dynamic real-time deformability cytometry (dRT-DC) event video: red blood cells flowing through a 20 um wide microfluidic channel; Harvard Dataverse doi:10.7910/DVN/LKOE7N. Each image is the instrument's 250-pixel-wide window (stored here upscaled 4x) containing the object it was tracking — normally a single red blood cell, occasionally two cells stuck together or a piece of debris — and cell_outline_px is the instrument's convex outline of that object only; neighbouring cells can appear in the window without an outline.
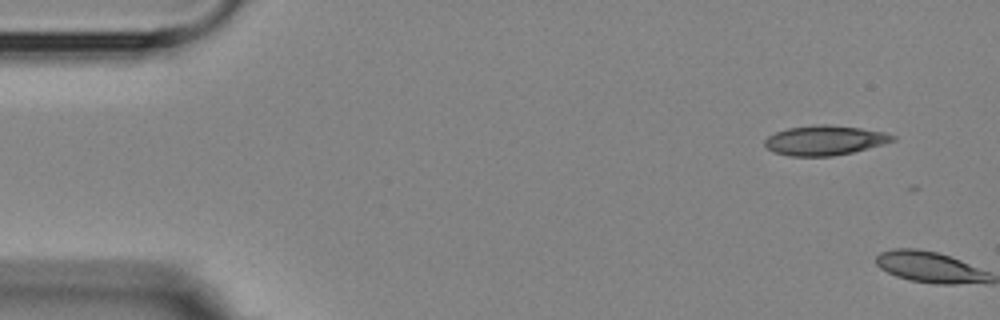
{"species": "Egyptian fruit bat (a non-hibernating species)", "species_latin": "Rousettus aegyptiacus", "temperature_condition": "room temperature", "stored_images_in_passage": 2, "camera_frame_rate_fps": 3000, "um_per_image_px": 0.085, "animal": {"sex": "female"}, "frame": {"image": 1, "passage_image": 1, "time_ms": 0.0, "image_size_px": [1000, 320], "cell_outline_px": [[896, 140], [884, 144], [852, 152], [832, 156], [788, 156], [772, 152], [764, 144], [764, 140], [768, 136], [776, 132], [788, 128], [820, 124], [828, 124], [860, 128], [884, 132], [896, 136]], "centroid_in_image_um": [70.09, 11.93], "position_along_channel_um": 14.9, "area_um2": 22.14}}